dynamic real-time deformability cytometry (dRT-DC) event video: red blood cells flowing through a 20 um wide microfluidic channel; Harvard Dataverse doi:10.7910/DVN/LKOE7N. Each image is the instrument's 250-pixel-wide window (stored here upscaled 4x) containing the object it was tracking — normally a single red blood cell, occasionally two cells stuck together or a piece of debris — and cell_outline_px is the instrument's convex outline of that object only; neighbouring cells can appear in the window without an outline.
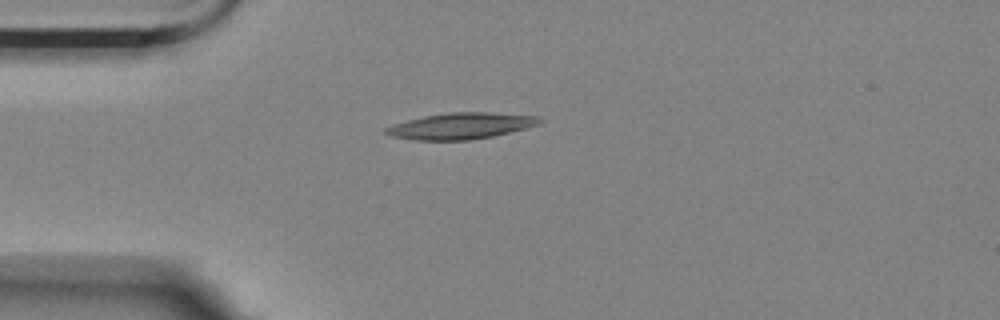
{"species": "Egyptian fruit bat (a non-hibernating species)", "species_latin": "Rousettus aegyptiacus", "temperature_condition": "room temperature", "stored_images_in_passage": 3, "camera_frame_rate_fps": 3000, "um_per_image_px": 0.085, "animal": {"sex": "female"}, "frame": {"image": 1, "passage_image": 1, "time_ms": 0.0, "image_size_px": [1000, 320], "cell_outline_px": [[544, 120], [540, 124], [492, 136], [468, 140], [416, 140], [392, 136], [384, 132], [384, 128], [392, 124], [424, 116], [448, 112], [488, 112], [536, 116]], "centroid_in_image_um": [39.15, 10.7], "position_along_channel_um": 45.9, "area_um2": 23.29}}